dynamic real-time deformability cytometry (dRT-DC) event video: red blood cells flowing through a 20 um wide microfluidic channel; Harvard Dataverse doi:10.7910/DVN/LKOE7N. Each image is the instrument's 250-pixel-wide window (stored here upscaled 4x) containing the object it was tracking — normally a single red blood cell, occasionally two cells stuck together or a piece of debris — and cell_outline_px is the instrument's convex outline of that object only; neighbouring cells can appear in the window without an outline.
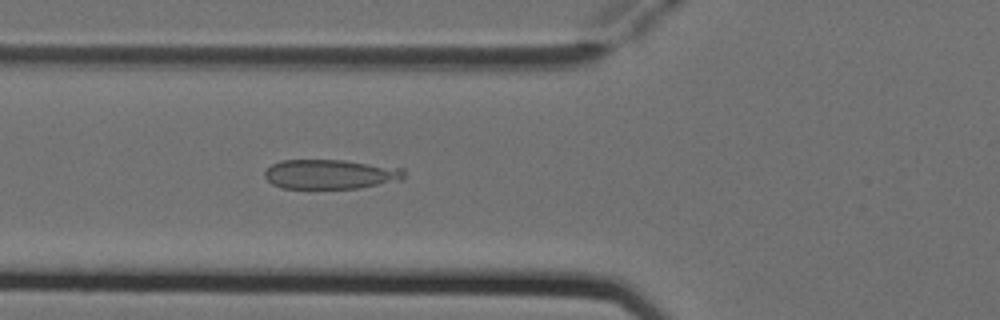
{"species": "Egyptian fruit bat (a non-hibernating species)", "species_latin": "Rousettus aegyptiacus", "temperature_condition": "cold", "stored_images_in_passage": 5, "camera_frame_rate_fps": 3000, "um_per_image_px": 0.085, "animal": {"sex": "female"}, "frame": {"image": 1, "passage_image": 5, "time_ms": 1.333, "image_size_px": [1000, 320], "cell_outline_px": [[404, 180], [360, 188], [280, 188], [272, 184], [264, 176], [264, 172], [272, 164], [280, 160], [344, 160], [404, 168]], "centroid_in_image_um": [28.1, 14.81], "position_along_channel_um": 97.7, "area_um2": 24.16}}